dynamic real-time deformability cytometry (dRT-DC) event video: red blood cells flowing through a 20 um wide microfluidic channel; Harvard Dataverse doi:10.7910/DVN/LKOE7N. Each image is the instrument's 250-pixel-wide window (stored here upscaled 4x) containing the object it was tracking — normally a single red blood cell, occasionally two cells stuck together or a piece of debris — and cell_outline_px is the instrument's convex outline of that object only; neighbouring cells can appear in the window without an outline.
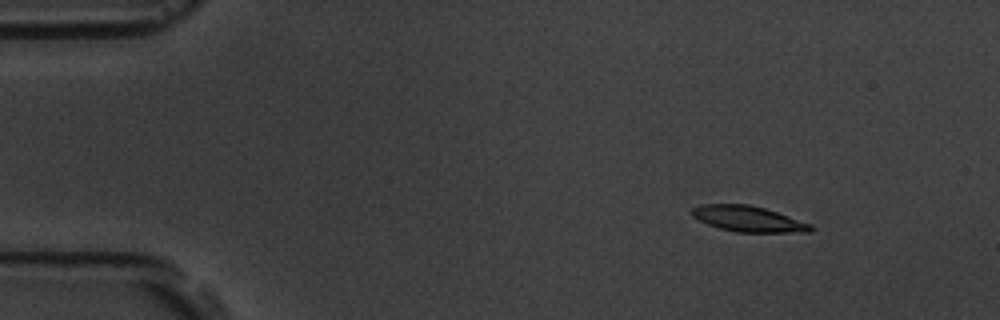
{"species": "common noctule bat (a hibernating species)", "species_latin": "Nyctalus noctula", "temperature_condition": "room temperature", "stored_images_in_passage": 16, "camera_frame_rate_fps": 3000, "um_per_image_px": 0.085, "animal": {"sex": "male", "body_mass_g": 19.5, "forearm_length_mm": 54.6}, "frame": {"image": 1, "passage_image": 2, "time_ms": 1.0, "image_size_px": [1000, 320], "cell_outline_px": [[816, 228], [812, 232], [736, 232], [720, 228], [708, 224], [692, 216], [688, 212], [692, 208], [700, 204], [748, 204], [764, 208], [812, 224]], "centroid_in_image_um": [63.6, 18.6], "position_along_channel_um": 21.4, "area_um2": 17.86}}
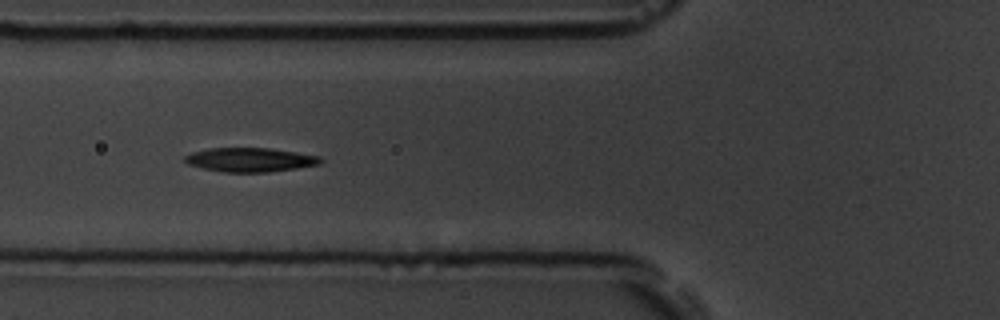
{"frame": {"image": 2, "passage_image": 6, "time_ms": 5.667, "image_size_px": [1000, 320], "cell_outline_px": [[324, 160], [320, 164], [296, 168], [268, 172], [224, 172], [204, 168], [188, 164], [184, 160], [184, 156], [192, 152], [208, 148], [268, 148], [296, 152], [320, 156]], "centroid_in_image_um": [21.27, 13.57], "position_along_channel_um": 104.5, "area_um2": 18.96}}
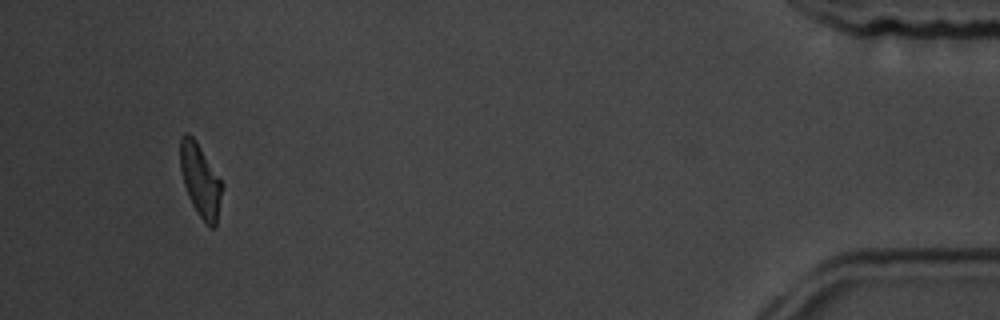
{"frame": {"image": 3, "passage_image": 15, "time_ms": 16.333, "image_size_px": [1000, 320], "cell_outline_px": [[224, 184], [216, 228], [208, 228], [192, 204], [184, 184], [180, 168], [180, 136], [184, 132], [188, 132], [196, 140]], "centroid_in_image_um": [17.05, 15.33], "position_along_channel_um": 418.2, "area_um2": 18.03}, "authors_computed_cell_mechanics": {"area_um2": 18.785, "velocity_mm_per_s": 3.6327, "shape_relaxation_time_tau1_ms": 2.787, "shape_relaxation_time_tau2_ms": 6.7943, "deformation_change_tau1": 0.1199, "deformation_change_tau2": 0.1317}}